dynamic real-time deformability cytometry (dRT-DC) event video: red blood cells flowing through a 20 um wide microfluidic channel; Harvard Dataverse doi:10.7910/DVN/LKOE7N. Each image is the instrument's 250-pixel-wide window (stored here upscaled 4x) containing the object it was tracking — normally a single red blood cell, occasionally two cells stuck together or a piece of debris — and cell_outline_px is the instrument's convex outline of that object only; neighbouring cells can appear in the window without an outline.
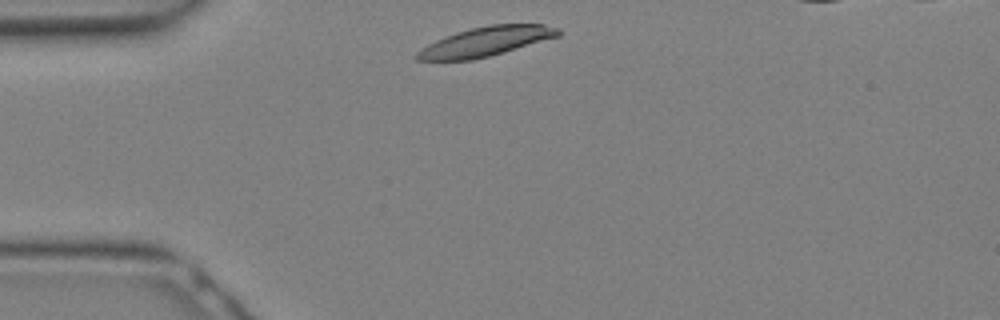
{"species": "Egyptian fruit bat (a non-hibernating species)", "species_latin": "Rousettus aegyptiacus", "temperature_condition": "warm", "stored_images_in_passage": 20, "camera_frame_rate_fps": 3000, "um_per_image_px": 0.085, "animal": {"sex": "female"}, "frame": {"image": 1, "passage_image": 1, "time_ms": 0.0, "image_size_px": [1000, 320], "cell_outline_px": [[560, 36], [504, 52], [472, 60], [416, 60], [416, 52], [420, 48], [436, 40], [456, 32], [468, 28], [488, 24], [544, 24], [560, 28]], "centroid_in_image_um": [41.3, 3.51], "position_along_channel_um": 43.7, "area_um2": 24.22}}
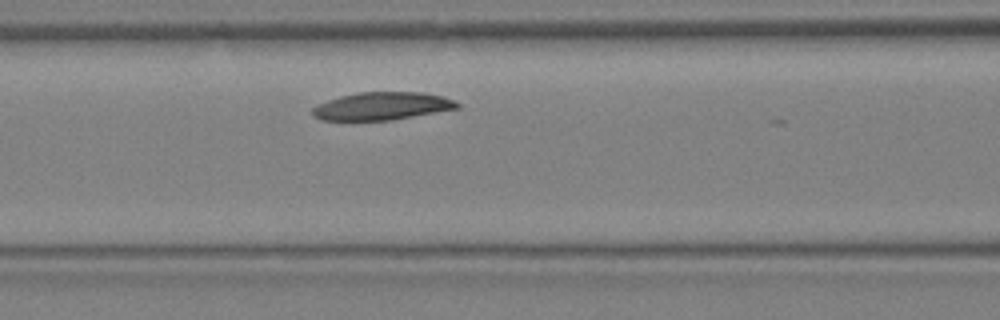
{"frame": {"image": 2, "passage_image": 7, "time_ms": 2.0, "image_size_px": [1000, 320], "cell_outline_px": [[460, 108], [392, 120], [320, 120], [312, 116], [312, 108], [316, 104], [340, 96], [356, 92], [420, 92], [444, 96], [456, 100], [460, 104]], "centroid_in_image_um": [32.48, 9.01], "position_along_channel_um": 134.1, "area_um2": 23.7}}
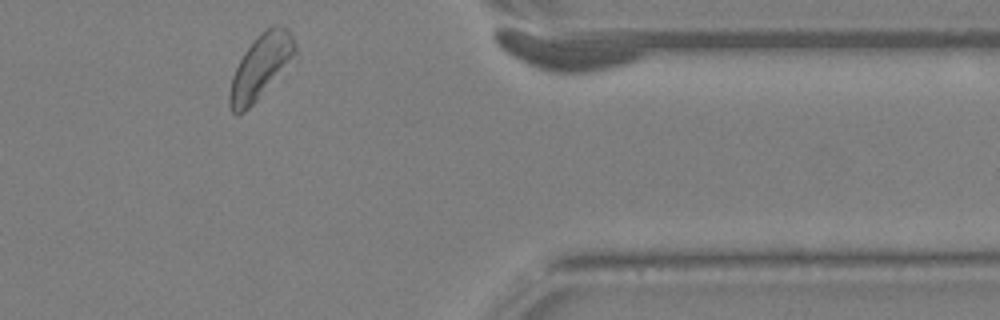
{"frame": {"image": 3, "passage_image": 20, "time_ms": 6.333, "image_size_px": [1000, 320], "cell_outline_px": [[644, 52], [636, 60], [628, 64], [608, 72], [576, 76], [564, 76], [548, 72], [524, 64], [504, 52], [492, 40], [492, 28], [512, 28], [636, 48]], "centroid_in_image_um": [47.85, 4.46], "position_along_channel_um": 363.6, "area_um2": 32.08}}